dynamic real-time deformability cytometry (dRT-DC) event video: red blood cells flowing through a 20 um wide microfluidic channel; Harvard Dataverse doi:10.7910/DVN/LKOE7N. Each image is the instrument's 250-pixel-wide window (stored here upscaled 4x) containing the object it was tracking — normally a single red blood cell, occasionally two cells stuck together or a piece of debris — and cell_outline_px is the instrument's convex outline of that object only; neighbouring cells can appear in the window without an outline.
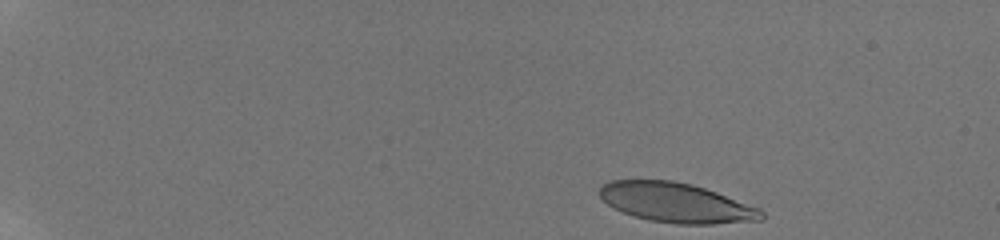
{"species": "human", "species_latin": "Homo sapiens", "temperature_condition": "room temperature", "stored_images_in_passage": 27, "camera_frame_rate_fps": 3000, "um_per_image_px": 0.085, "donor": {"sex": "male"}, "frame": {"image": 1, "passage_image": 1, "time_ms": 0.0, "image_size_px": [1000, 240], "cell_outline_px": [[764, 220], [712, 224], [676, 224], [648, 220], [632, 216], [608, 204], [600, 196], [600, 184], [608, 180], [672, 180], [692, 184], [716, 192], [760, 208], [764, 212]], "centroid_in_image_um": [57.48, 17.23], "position_along_channel_um": 27.5, "area_um2": 37.45}}
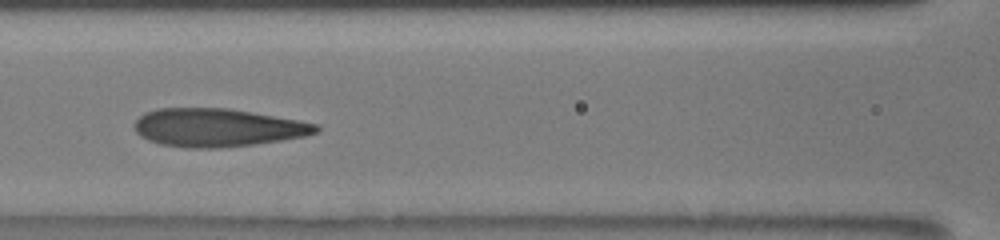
{"frame": {"image": 2, "passage_image": 17, "time_ms": 6.667, "image_size_px": [1000, 240], "cell_outline_px": [[320, 128], [316, 132], [304, 136], [256, 144], [220, 148], [188, 148], [160, 144], [148, 140], [140, 136], [136, 132], [136, 120], [144, 112], [160, 108], [228, 108], [300, 120], [316, 124]], "centroid_in_image_um": [18.47, 10.84], "position_along_channel_um": 148.1, "area_um2": 40.29}}
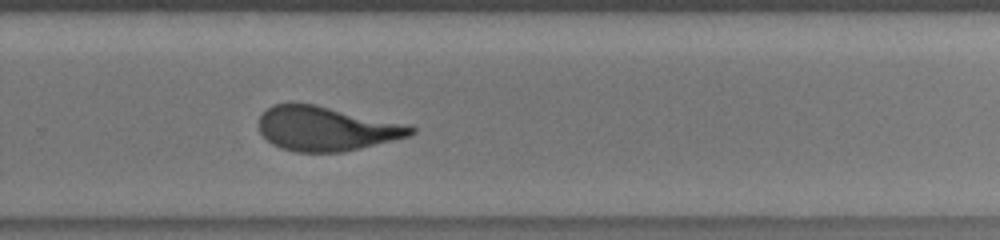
{"frame": {"image": 3, "passage_image": 27, "time_ms": 10.667, "image_size_px": [1000, 240], "cell_outline_px": [[416, 132], [408, 136], [360, 148], [340, 152], [296, 152], [280, 148], [272, 144], [260, 132], [260, 116], [272, 104], [316, 104], [408, 124], [416, 128]], "centroid_in_image_um": [27.75, 10.93], "position_along_channel_um": 302.1, "area_um2": 39.07}}